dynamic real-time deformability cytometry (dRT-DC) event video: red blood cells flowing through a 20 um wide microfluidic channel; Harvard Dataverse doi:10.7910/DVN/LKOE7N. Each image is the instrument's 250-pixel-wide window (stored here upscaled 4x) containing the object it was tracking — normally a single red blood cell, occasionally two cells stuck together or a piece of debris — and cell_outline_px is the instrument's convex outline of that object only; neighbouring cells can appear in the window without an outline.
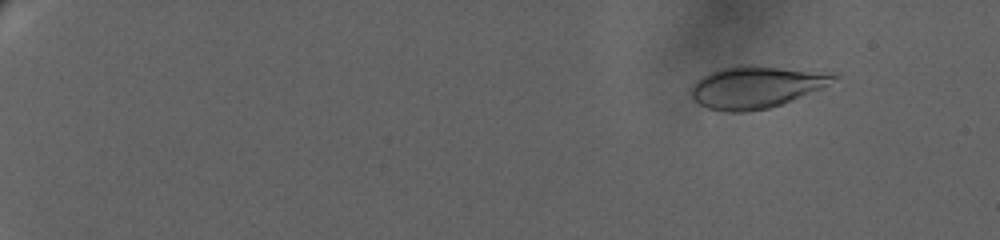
{"species": "human", "species_latin": "Homo sapiens", "temperature_condition": "warm", "stored_images_in_passage": 38, "camera_frame_rate_fps": 3000, "um_per_image_px": 0.085, "donor": {"sex": "female"}, "frame": {"image": 1, "passage_image": 5, "time_ms": 2.667, "image_size_px": [1000, 240], "cell_outline_px": [[840, 76], [836, 80], [824, 88], [792, 100], [768, 108], [744, 112], [724, 112], [708, 108], [700, 104], [692, 96], [692, 84], [700, 76], [708, 72], [720, 68], [740, 64], [752, 64], [840, 72]], "centroid_in_image_um": [64.35, 7.35], "position_along_channel_um": 20.6, "area_um2": 35.89}}
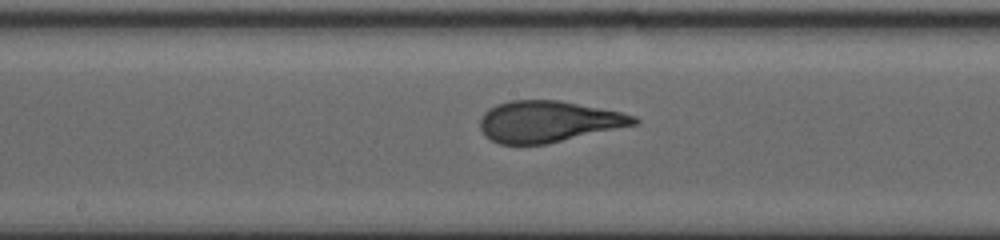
{"frame": {"image": 2, "passage_image": 23, "time_ms": 14.667, "image_size_px": [1000, 240], "cell_outline_px": [[640, 120], [636, 124], [548, 144], [500, 144], [484, 136], [480, 128], [480, 120], [484, 112], [488, 108], [496, 104], [512, 100], [560, 100], [620, 112], [636, 116]], "centroid_in_image_um": [46.57, 10.33], "position_along_channel_um": 201.6, "area_um2": 36.99}}
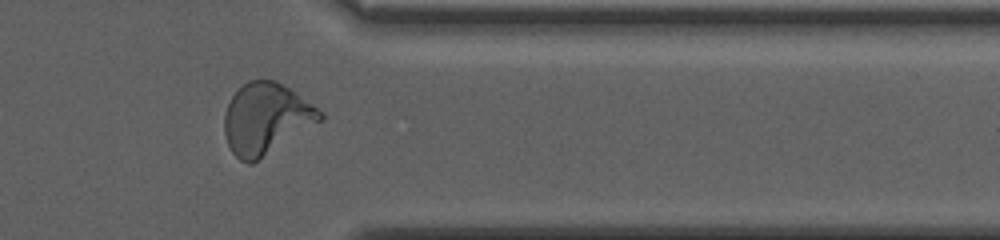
{"frame": {"image": 3, "passage_image": 33, "time_ms": 21.0, "image_size_px": [1000, 240], "cell_outline_px": [[324, 120], [252, 164], [248, 164], [240, 160], [232, 152], [228, 144], [224, 132], [224, 112], [232, 96], [248, 80], [276, 80], [324, 112]], "centroid_in_image_um": [22.62, 10.11], "position_along_channel_um": 388.8, "area_um2": 39.59}, "authors_computed_cell_mechanics": {"area_um2": 36.9631, "velocity_mm_per_s": 2.9979, "shape_relaxation_time_tau1_ms": 5.5166, "shape_relaxation_time_tau2_ms": null, "deformation_change_tau1": 0.2159, "deformation_change_tau2": null}}